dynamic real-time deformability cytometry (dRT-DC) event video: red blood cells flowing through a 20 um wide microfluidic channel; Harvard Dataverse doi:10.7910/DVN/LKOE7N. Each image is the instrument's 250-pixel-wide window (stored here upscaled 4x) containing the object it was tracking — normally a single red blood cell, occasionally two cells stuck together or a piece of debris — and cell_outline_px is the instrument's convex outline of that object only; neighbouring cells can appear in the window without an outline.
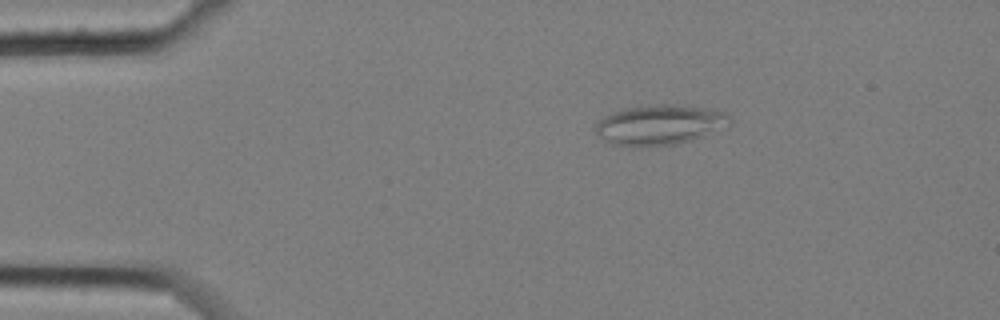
{"species": "common noctule bat (a hibernating species)", "species_latin": "Nyctalus noctula", "temperature_condition": "cold", "stored_images_in_passage": 4, "camera_frame_rate_fps": 3000, "um_per_image_px": 0.085, "animal": {"sex": "female", "body_mass_g": 25.1}, "frame": {"image": 1, "passage_image": 2, "time_ms": 0.333, "image_size_px": [1000, 320], "cell_outline_px": [[732, 124], [728, 128], [704, 136], [676, 144], [612, 144], [600, 136], [592, 128], [604, 116], [612, 112], [624, 108], [652, 104], [676, 104], [704, 108], [724, 112], [732, 120]], "centroid_in_image_um": [56.14, 10.57], "position_along_channel_um": 28.9, "area_um2": 30.98}}